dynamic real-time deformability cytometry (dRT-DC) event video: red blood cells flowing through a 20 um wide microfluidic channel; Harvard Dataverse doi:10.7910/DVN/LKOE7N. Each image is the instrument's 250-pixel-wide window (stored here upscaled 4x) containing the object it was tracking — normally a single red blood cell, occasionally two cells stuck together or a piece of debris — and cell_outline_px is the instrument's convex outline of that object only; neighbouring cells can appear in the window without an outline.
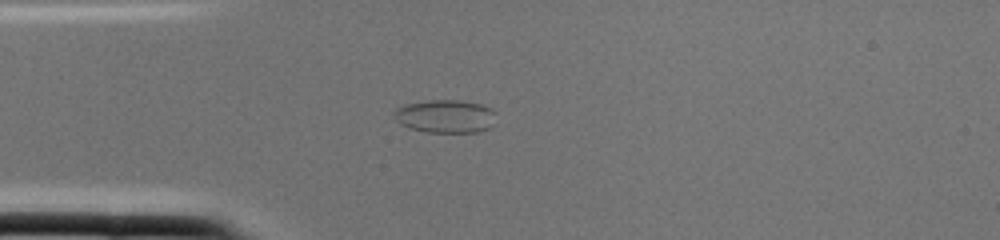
{"species": "common noctule bat (a hibernating species)", "species_latin": "Nyctalus noctula", "temperature_condition": "cold", "stored_images_in_passage": 1, "camera_frame_rate_fps": 3000, "um_per_image_px": 0.085, "animal": {"sex": "female", "body_mass_g": 22.0, "forearm_length_mm": 56.7}, "frame": {"image": 1, "passage_image": 1, "time_ms": 0.0, "image_size_px": [1000, 240], "cell_outline_px": [[496, 112], [492, 128], [480, 132], [428, 132], [408, 128], [400, 124], [396, 120], [392, 112], [396, 108], [404, 104], [428, 100], [460, 100], [480, 104], [492, 108]], "centroid_in_image_um": [37.87, 9.88], "position_along_channel_um": 47.1, "area_um2": 20.06}}